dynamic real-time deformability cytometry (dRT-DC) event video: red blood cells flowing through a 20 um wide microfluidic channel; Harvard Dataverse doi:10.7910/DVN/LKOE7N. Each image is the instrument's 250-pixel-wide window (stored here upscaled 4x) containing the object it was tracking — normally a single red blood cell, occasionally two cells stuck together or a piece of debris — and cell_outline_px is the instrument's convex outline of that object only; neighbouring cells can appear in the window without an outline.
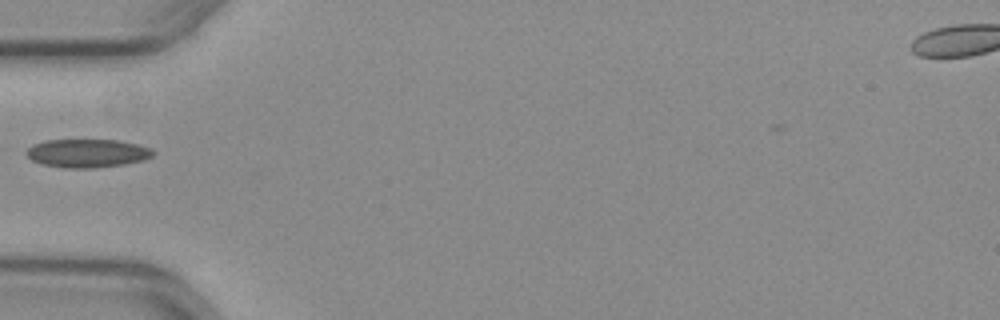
{"species": "common noctule bat (a hibernating species)", "species_latin": "Nyctalus noctula", "temperature_condition": "warm", "stored_images_in_passage": 12, "camera_frame_rate_fps": 3000, "um_per_image_px": 0.085, "animal": {"sex": "female", "body_mass_g": 29.2, "forearm_length_mm": 56.3}, "frame": {"image": 1, "passage_image": 1, "time_ms": 0.0, "image_size_px": [1000, 320], "cell_outline_px": [[152, 156], [144, 160], [124, 164], [96, 168], [60, 168], [40, 164], [32, 160], [24, 152], [32, 144], [44, 140], [120, 140], [152, 148]], "centroid_in_image_um": [7.37, 13.03], "position_along_channel_um": 77.6, "area_um2": 21.15}}
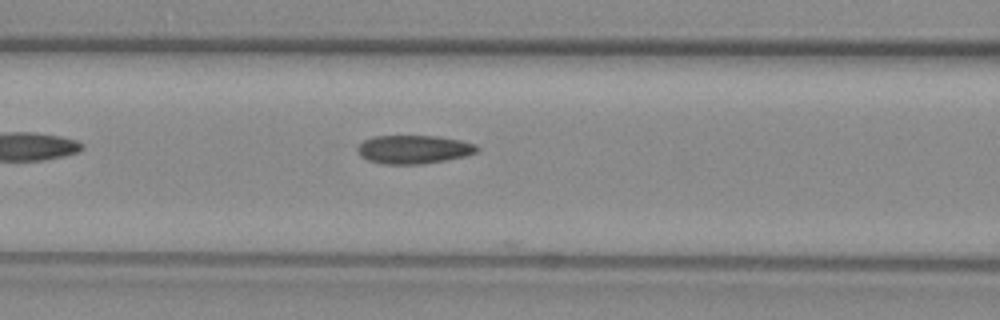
{"frame": {"image": 2, "passage_image": 5, "time_ms": 1.333, "image_size_px": [1000, 320], "cell_outline_px": [[480, 148], [476, 152], [464, 156], [424, 164], [384, 164], [368, 160], [360, 156], [356, 148], [364, 140], [372, 136], [440, 136], [460, 140], [476, 144]], "centroid_in_image_um": [35.16, 12.69], "position_along_channel_um": 131.4, "area_um2": 19.88}}
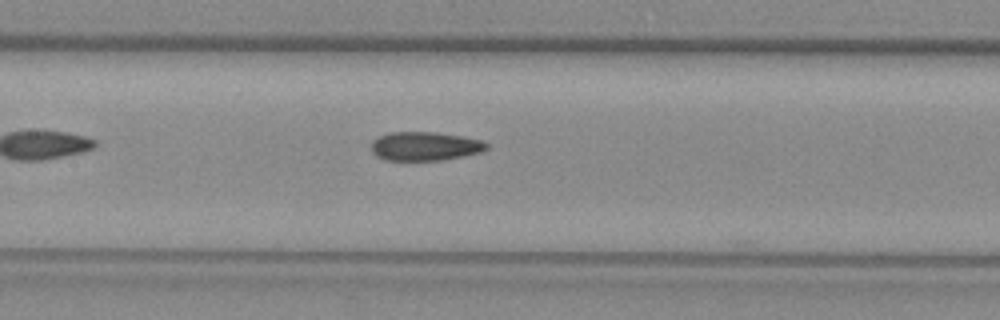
{"frame": {"image": 3, "passage_image": 8, "time_ms": 2.333, "image_size_px": [1000, 320], "cell_outline_px": [[488, 148], [480, 152], [440, 160], [384, 160], [376, 156], [372, 152], [372, 140], [388, 132], [436, 132], [460, 136], [480, 140], [488, 144]], "centroid_in_image_um": [36.07, 12.42], "position_along_channel_um": 171.3, "area_um2": 19.19}}